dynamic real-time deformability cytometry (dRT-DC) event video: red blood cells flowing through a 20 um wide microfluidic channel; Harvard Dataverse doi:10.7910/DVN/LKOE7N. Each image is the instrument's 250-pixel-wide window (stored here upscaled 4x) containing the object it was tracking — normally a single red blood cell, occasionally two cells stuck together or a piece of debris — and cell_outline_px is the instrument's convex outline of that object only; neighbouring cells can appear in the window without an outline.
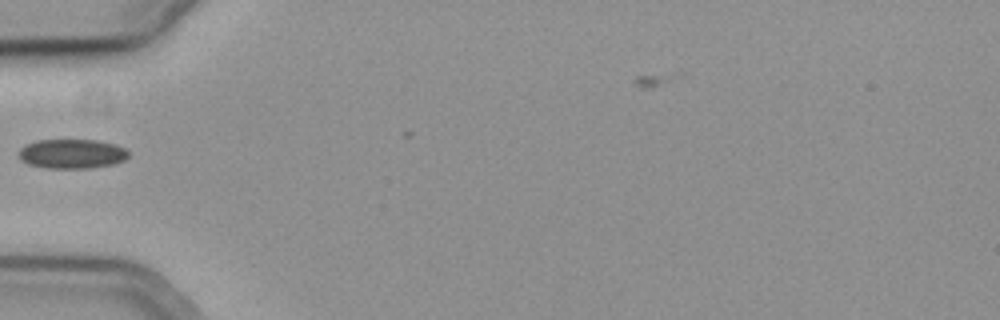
{"species": "common noctule bat (a hibernating species)", "species_latin": "Nyctalus noctula", "temperature_condition": "cold", "stored_images_in_passage": 25, "camera_frame_rate_fps": 3000, "um_per_image_px": 0.085, "animal": {"sex": "female", "body_mass_g": 19.3, "forearm_length_mm": 54.1}, "frame": {"image": 1, "passage_image": 1, "time_ms": 0.0, "image_size_px": [1000, 320], "cell_outline_px": [[128, 156], [124, 160], [112, 164], [88, 168], [48, 168], [28, 164], [20, 160], [20, 148], [24, 144], [36, 140], [96, 140], [116, 144], [124, 148], [128, 152]], "centroid_in_image_um": [6.09, 13.06], "position_along_channel_um": 78.9, "area_um2": 18.79}}
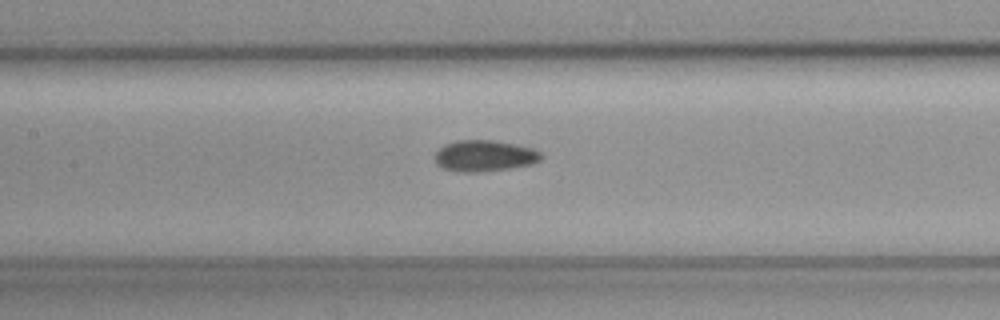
{"frame": {"image": 2, "passage_image": 8, "time_ms": 2.333, "image_size_px": [1000, 320], "cell_outline_px": [[544, 156], [540, 160], [532, 164], [508, 168], [472, 172], [460, 172], [444, 168], [436, 164], [436, 152], [444, 144], [456, 140], [496, 140], [536, 148]], "centroid_in_image_um": [41.22, 13.22], "position_along_channel_um": 166.2, "area_um2": 19.36}}
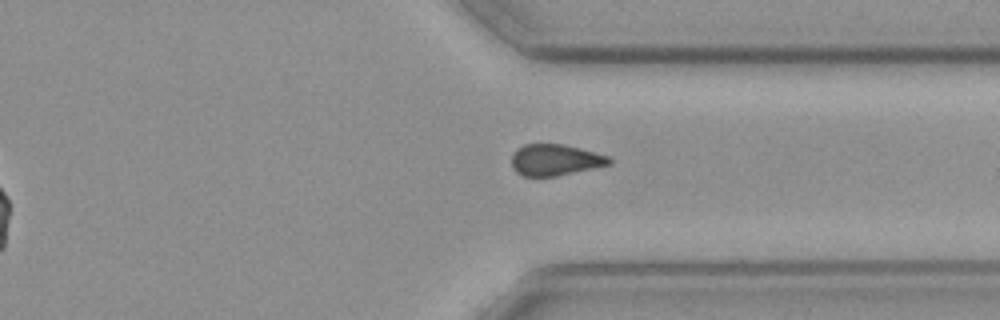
{"frame": {"image": 3, "passage_image": 24, "time_ms": 7.667, "image_size_px": [1000, 320], "cell_outline_px": [[612, 164], [556, 176], [520, 176], [512, 168], [512, 152], [516, 148], [524, 144], [564, 144], [580, 148], [608, 156], [612, 160]], "centroid_in_image_um": [47.15, 13.59], "position_along_channel_um": 364.2, "area_um2": 17.92}}